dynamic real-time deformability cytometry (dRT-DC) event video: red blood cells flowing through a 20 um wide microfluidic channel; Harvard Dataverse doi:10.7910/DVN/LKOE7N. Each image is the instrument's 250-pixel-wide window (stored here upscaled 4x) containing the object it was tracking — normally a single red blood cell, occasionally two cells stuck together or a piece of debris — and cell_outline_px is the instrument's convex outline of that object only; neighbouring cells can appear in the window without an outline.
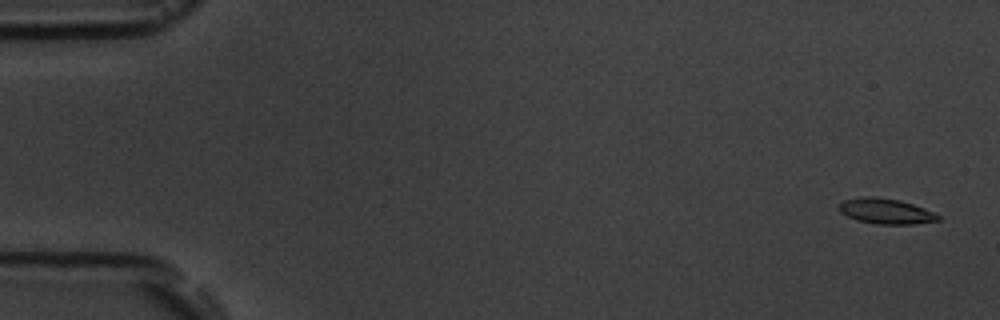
{"species": "common noctule bat (a hibernating species)", "species_latin": "Nyctalus noctula", "temperature_condition": "room temperature", "stored_images_in_passage": 6, "camera_frame_rate_fps": 3000, "um_per_image_px": 0.085, "animal": {"sex": "male", "body_mass_g": 19.5, "forearm_length_mm": 54.6}, "frame": {"image": 1, "passage_image": 1, "time_ms": 0.0, "image_size_px": [1000, 320], "cell_outline_px": [[940, 220], [916, 224], [876, 224], [856, 220], [840, 212], [840, 204], [844, 200], [860, 196], [872, 196], [900, 200], [924, 208], [940, 216]], "centroid_in_image_um": [75.29, 17.95], "position_along_channel_um": 9.7, "area_um2": 14.62}}
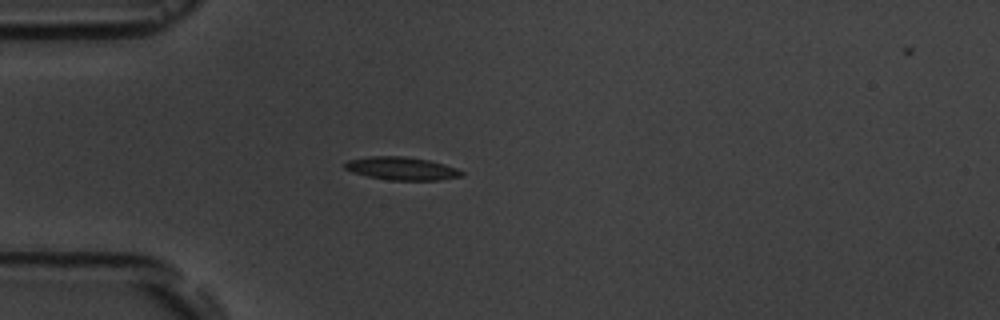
{"frame": {"image": 2, "passage_image": 5, "time_ms": 4.667, "image_size_px": [1000, 320], "cell_outline_px": [[464, 176], [436, 180], [388, 180], [368, 176], [352, 172], [344, 168], [344, 164], [348, 160], [368, 156], [404, 156], [428, 160], [444, 164], [456, 168], [464, 172]], "centroid_in_image_um": [34.13, 14.32], "position_along_channel_um": 50.9, "area_um2": 15.66}}